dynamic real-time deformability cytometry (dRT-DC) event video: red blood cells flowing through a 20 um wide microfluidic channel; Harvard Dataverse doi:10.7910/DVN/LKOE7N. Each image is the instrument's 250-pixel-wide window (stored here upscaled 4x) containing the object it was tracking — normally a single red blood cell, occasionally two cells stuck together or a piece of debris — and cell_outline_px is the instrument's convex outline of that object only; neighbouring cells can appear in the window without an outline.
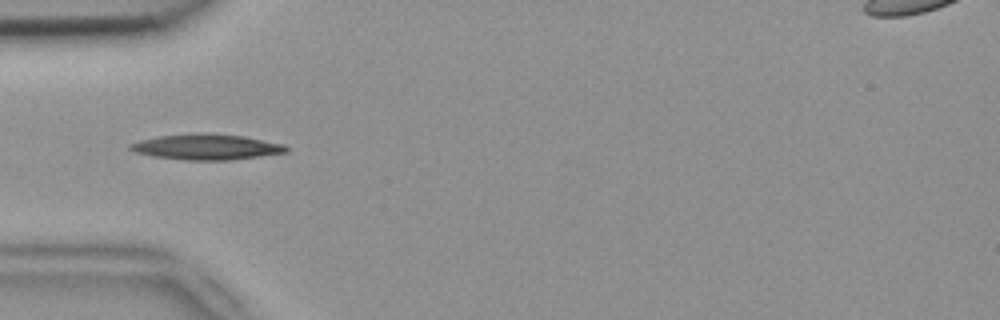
{"species": "common noctule bat (a hibernating species)", "species_latin": "Nyctalus noctula", "temperature_condition": "room temperature", "stored_images_in_passage": 16, "camera_frame_rate_fps": 3000, "um_per_image_px": 0.085, "animal": {"sex": "female", "body_mass_g": 18.4}, "frame": {"image": 1, "passage_image": 3, "time_ms": 0.667, "image_size_px": [1000, 320], "cell_outline_px": [[288, 152], [232, 160], [184, 160], [152, 156], [136, 152], [128, 148], [128, 144], [140, 140], [160, 136], [196, 132], [208, 132], [244, 136], [284, 144], [288, 148]], "centroid_in_image_um": [17.55, 12.48], "position_along_channel_um": 67.5, "area_um2": 23.52}}
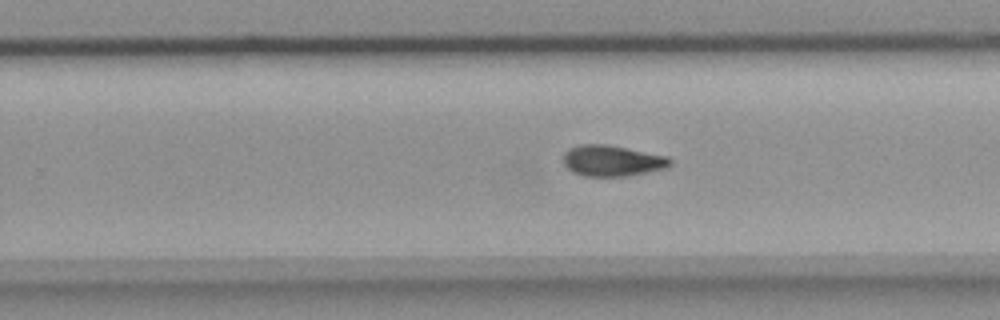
{"frame": {"image": 2, "passage_image": 14, "time_ms": 4.333, "image_size_px": [1000, 320], "cell_outline_px": [[672, 164], [668, 168], [628, 176], [584, 176], [572, 172], [564, 164], [564, 152], [568, 148], [580, 144], [604, 144], [668, 156], [672, 160]], "centroid_in_image_um": [52.05, 13.67], "position_along_channel_um": 277.8, "area_um2": 19.36}}